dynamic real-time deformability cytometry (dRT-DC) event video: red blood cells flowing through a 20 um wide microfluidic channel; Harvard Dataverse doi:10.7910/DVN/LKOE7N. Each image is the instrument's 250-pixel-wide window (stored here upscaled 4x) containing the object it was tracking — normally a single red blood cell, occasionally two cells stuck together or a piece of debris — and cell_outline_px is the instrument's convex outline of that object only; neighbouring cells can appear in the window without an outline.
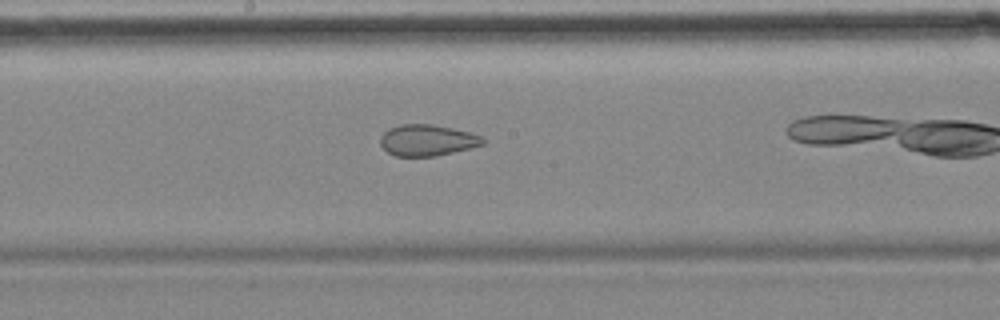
{"species": "common noctule bat (a hibernating species)", "species_latin": "Nyctalus noctula", "temperature_condition": "cold", "stored_images_in_passage": 6, "camera_frame_rate_fps": 3000, "um_per_image_px": 0.085, "animal": {"sex": "female", "body_mass_g": 18.4}, "frame": {"image": 1, "passage_image": 5, "time_ms": 5.667, "image_size_px": [1000, 320], "cell_outline_px": [[484, 144], [472, 148], [436, 156], [396, 156], [388, 152], [380, 144], [380, 136], [388, 128], [400, 124], [432, 124], [452, 128], [484, 136]], "centroid_in_image_um": [36.32, 11.91], "position_along_channel_um": 211.9, "area_um2": 18.79}}